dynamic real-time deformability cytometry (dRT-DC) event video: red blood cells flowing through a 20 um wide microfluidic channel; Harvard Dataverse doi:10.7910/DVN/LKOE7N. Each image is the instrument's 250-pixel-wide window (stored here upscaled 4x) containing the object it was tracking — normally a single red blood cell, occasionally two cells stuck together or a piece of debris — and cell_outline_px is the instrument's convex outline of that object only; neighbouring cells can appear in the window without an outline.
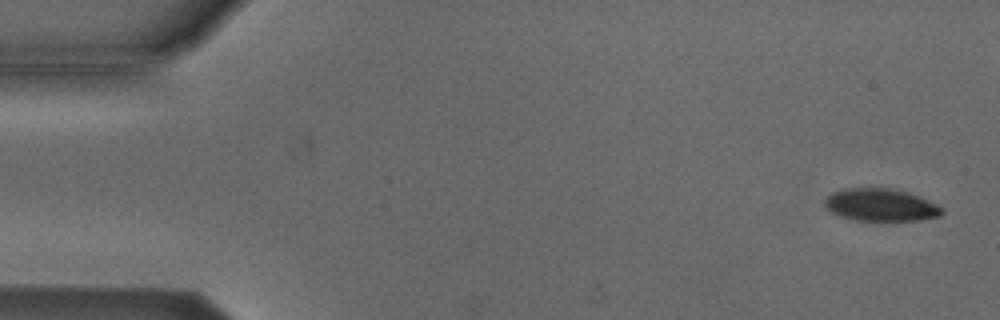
{"species": "Egyptian fruit bat (a non-hibernating species)", "species_latin": "Rousettus aegyptiacus", "temperature_condition": "cold", "stored_images_in_passage": 7, "camera_frame_rate_fps": 3000, "um_per_image_px": 0.085, "animal": {"sex": "male"}, "frame": {"image": 1, "passage_image": 2, "time_ms": 0.333, "image_size_px": [1000, 320], "cell_outline_px": [[944, 212], [940, 216], [916, 220], [856, 220], [832, 212], [824, 204], [824, 200], [832, 192], [840, 188], [892, 188], [908, 192], [936, 204], [944, 208]], "centroid_in_image_um": [74.87, 17.4], "position_along_channel_um": 10.1, "area_um2": 21.96}}